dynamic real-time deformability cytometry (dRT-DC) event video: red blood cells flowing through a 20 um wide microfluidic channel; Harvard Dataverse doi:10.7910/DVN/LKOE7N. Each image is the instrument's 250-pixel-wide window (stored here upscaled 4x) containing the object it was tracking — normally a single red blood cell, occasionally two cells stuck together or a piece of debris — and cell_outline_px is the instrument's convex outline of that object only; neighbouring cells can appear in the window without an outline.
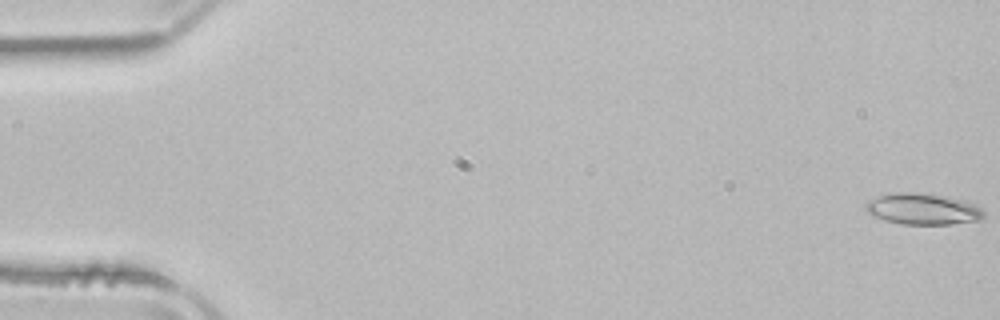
{"species": "common noctule bat (a hibernating species)", "species_latin": "Nyctalus noctula", "temperature_condition": "room temperature", "stored_images_in_passage": 53, "camera_frame_rate_fps": 3000, "um_per_image_px": 0.085, "animal": {"sex": "male", "body_mass_g": 21.5, "forearm_length_mm": 52.0}, "frame": {"image": 1, "passage_image": 1, "time_ms": 0.0, "image_size_px": [1000, 320], "cell_outline_px": [[984, 216], [980, 220], [952, 224], [900, 224], [884, 220], [872, 216], [864, 208], [864, 204], [868, 200], [880, 196], [896, 192], [916, 192], [940, 196], [960, 200], [984, 208]], "centroid_in_image_um": [78.4, 17.78], "position_along_channel_um": 6.6, "area_um2": 21.39}}
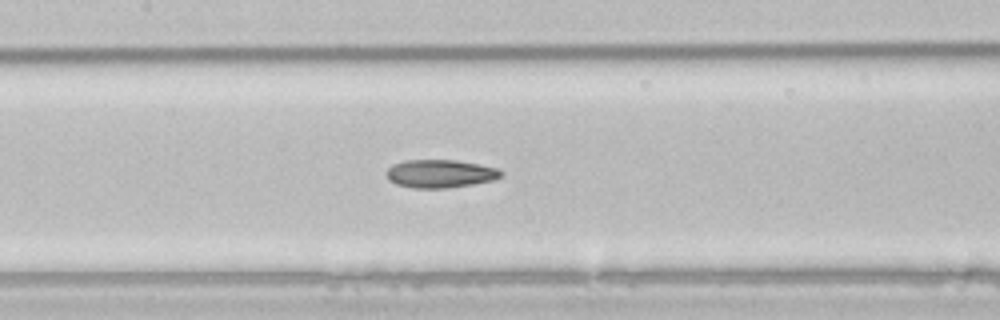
{"frame": {"image": 2, "passage_image": 25, "time_ms": 8.0, "image_size_px": [1000, 320], "cell_outline_px": [[504, 172], [500, 176], [492, 180], [472, 184], [444, 188], [412, 188], [396, 184], [388, 180], [388, 168], [392, 164], [404, 160], [456, 160], [496, 168]], "centroid_in_image_um": [37.37, 14.76], "position_along_channel_um": 170.0, "area_um2": 18.55}}
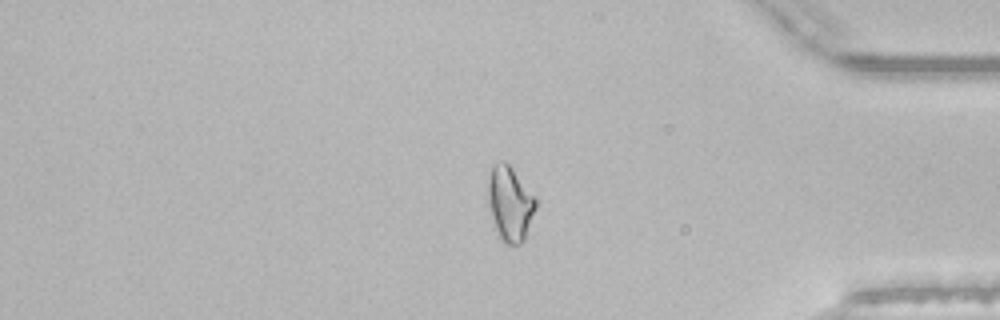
{"frame": {"image": 3, "passage_image": 44, "time_ms": 14.333, "image_size_px": [1000, 320], "cell_outline_px": [[536, 208], [524, 240], [520, 244], [508, 244], [500, 236], [496, 228], [488, 204], [488, 180], [492, 164], [500, 160], [504, 160], [512, 168], [536, 200]], "centroid_in_image_um": [43.33, 17.27], "position_along_channel_um": 391.9, "area_um2": 20.29}, "authors_computed_cell_mechanics": {"area_um2": 19.8832, "velocity_mm_per_s": 3.908, "shape_relaxation_time_tau1_ms": 5.8468, "shape_relaxation_time_tau2_ms": 4.2458, "deformation_change_tau1": 0.1616, "deformation_change_tau2": 0.1252}}